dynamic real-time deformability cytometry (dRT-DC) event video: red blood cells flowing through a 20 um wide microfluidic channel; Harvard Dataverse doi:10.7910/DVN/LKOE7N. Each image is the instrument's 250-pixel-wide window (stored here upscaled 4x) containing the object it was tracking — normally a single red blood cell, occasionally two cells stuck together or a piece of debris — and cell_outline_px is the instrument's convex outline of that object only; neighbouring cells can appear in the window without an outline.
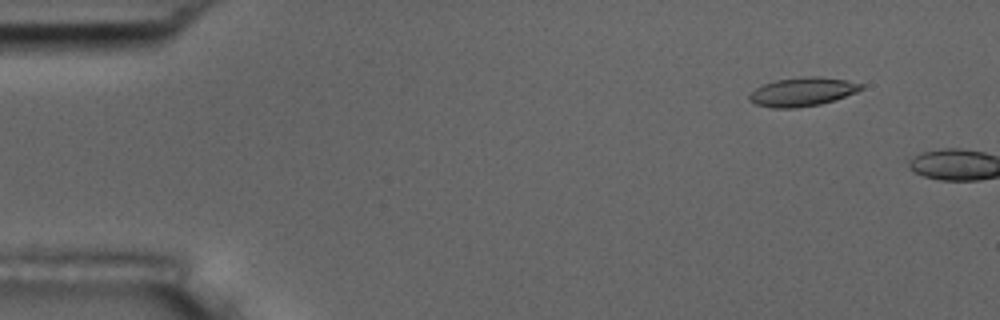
{"species": "common noctule bat (a hibernating species)", "species_latin": "Nyctalus noctula", "temperature_condition": "room temperature", "stored_images_in_passage": 5, "camera_frame_rate_fps": 3000, "um_per_image_px": 0.085, "animal": {"sex": "male", "body_mass_g": 17.5, "forearm_length_mm": 52.3}, "frame": {"image": 1, "passage_image": 4, "time_ms": 1.0, "image_size_px": [1000, 320], "cell_outline_px": [[864, 88], [856, 92], [820, 104], [796, 108], [772, 108], [756, 104], [748, 100], [748, 96], [756, 88], [764, 84], [776, 80], [804, 76], [820, 76], [844, 80], [864, 84]], "centroid_in_image_um": [68.19, 7.8], "position_along_channel_um": 16.8, "area_um2": 18.61}}